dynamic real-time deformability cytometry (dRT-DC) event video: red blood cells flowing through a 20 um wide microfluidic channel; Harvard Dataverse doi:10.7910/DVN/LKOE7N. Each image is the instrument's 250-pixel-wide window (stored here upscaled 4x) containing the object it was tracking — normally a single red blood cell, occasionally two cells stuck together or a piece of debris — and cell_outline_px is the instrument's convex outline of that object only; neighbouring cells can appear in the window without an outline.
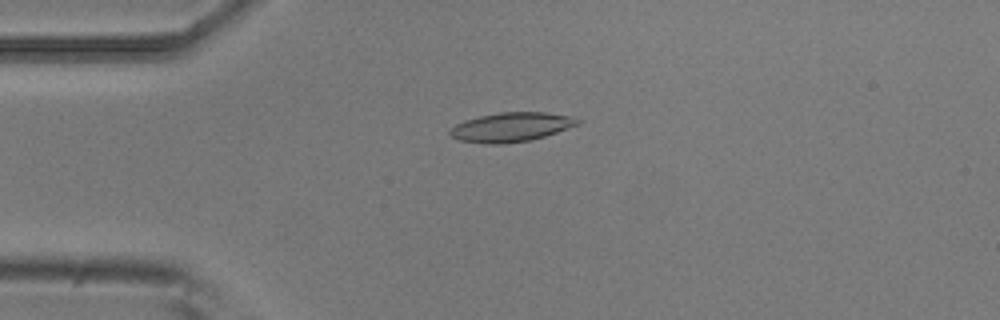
{"species": "common noctule bat (a hibernating species)", "species_latin": "Nyctalus noctula", "temperature_condition": "room temperature", "stored_images_in_passage": 4, "camera_frame_rate_fps": 3000, "um_per_image_px": 0.085, "animal": {"sex": "male", "body_mass_g": 20.5, "forearm_length_mm": 52.5}, "frame": {"image": 1, "passage_image": 4, "time_ms": 1.0, "image_size_px": [1000, 320], "cell_outline_px": [[580, 124], [532, 140], [500, 144], [484, 144], [460, 140], [452, 136], [448, 132], [456, 124], [464, 120], [480, 116], [500, 112], [544, 112], [572, 116], [580, 120]], "centroid_in_image_um": [43.45, 10.8], "position_along_channel_um": 41.5, "area_um2": 21.68}}